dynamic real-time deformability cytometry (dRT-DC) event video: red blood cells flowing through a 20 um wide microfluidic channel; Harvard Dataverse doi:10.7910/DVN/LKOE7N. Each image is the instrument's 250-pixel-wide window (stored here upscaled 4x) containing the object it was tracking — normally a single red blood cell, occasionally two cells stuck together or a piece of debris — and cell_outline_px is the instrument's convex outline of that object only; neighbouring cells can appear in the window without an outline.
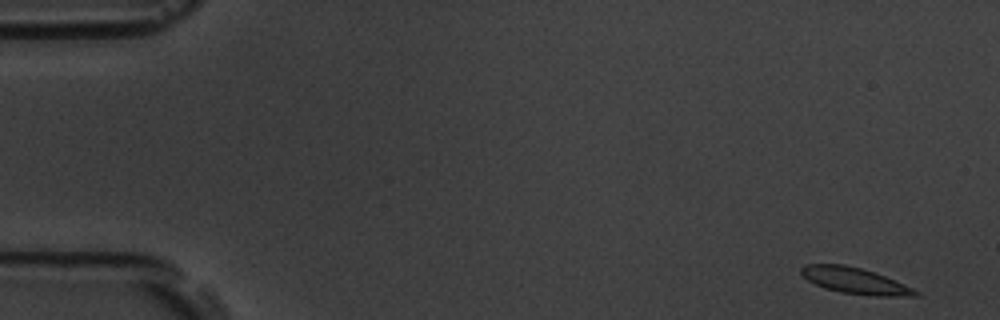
{"species": "common noctule bat (a hibernating species)", "species_latin": "Nyctalus noctula", "temperature_condition": "room temperature", "stored_images_in_passage": 55, "camera_frame_rate_fps": 3000, "um_per_image_px": 0.085, "animal": {"sex": "male", "body_mass_g": 19.5, "forearm_length_mm": 54.6}, "frame": {"image": 1, "passage_image": 1, "time_ms": 0.0, "image_size_px": [1000, 320], "cell_outline_px": [[920, 296], [872, 296], [840, 292], [824, 288], [808, 280], [800, 272], [800, 268], [804, 264], [844, 264], [860, 268], [884, 276], [912, 288], [920, 292]], "centroid_in_image_um": [72.65, 23.86], "position_along_channel_um": 12.4, "area_um2": 17.22}}
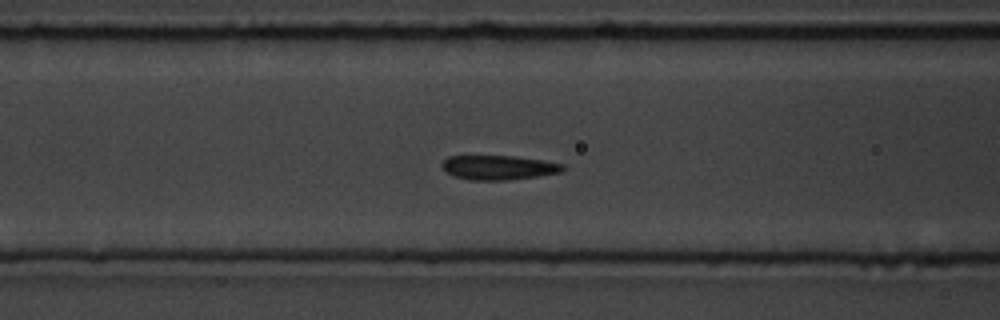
{"frame": {"image": 2, "passage_image": 21, "time_ms": 6.667, "image_size_px": [1000, 320], "cell_outline_px": [[568, 168], [560, 172], [536, 176], [508, 180], [468, 180], [456, 176], [448, 172], [440, 164], [448, 156], [516, 156], [544, 160], [564, 164]], "centroid_in_image_um": [42.42, 14.23], "position_along_channel_um": 124.2, "area_um2": 17.17}}
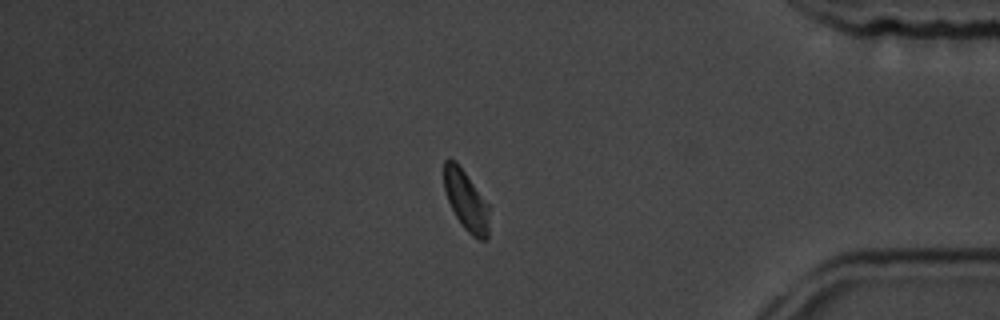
{"frame": {"image": 3, "passage_image": 46, "time_ms": 15.0, "image_size_px": [1000, 320], "cell_outline_px": [[488, 240], [480, 240], [472, 236], [464, 228], [456, 216], [448, 200], [444, 188], [444, 160], [456, 160], [488, 204]], "centroid_in_image_um": [39.61, 17.05], "position_along_channel_um": 395.6, "area_um2": 15.55}, "authors_computed_cell_mechanics": {"area_um2": 17.2244, "velocity_mm_per_s": 3.6162, "shape_relaxation_time_tau1_ms": 4.0936, "shape_relaxation_time_tau2_ms": null, "deformation_change_tau1": 0.0992, "deformation_change_tau2": null}}